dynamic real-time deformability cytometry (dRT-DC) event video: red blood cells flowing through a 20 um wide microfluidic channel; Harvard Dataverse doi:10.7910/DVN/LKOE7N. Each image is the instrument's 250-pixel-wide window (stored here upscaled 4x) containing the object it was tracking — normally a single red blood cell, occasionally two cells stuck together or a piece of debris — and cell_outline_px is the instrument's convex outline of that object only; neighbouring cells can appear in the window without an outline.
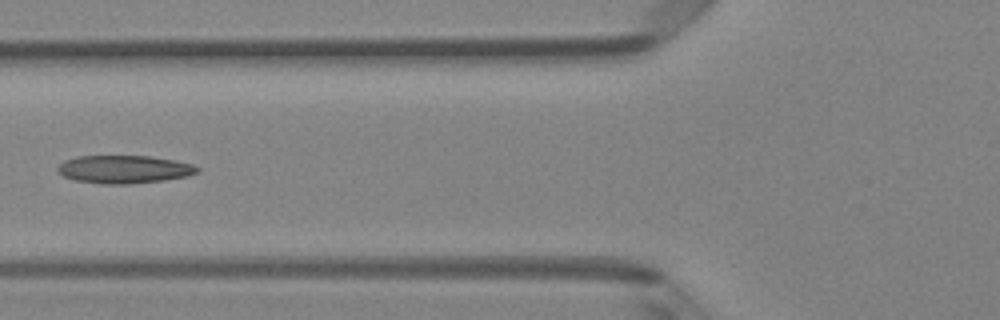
{"species": "Egyptian fruit bat (a non-hibernating species)", "species_latin": "Rousettus aegyptiacus", "temperature_condition": "room temperature", "stored_images_in_passage": 6, "camera_frame_rate_fps": 3000, "um_per_image_px": 0.085, "animal": {"sex": "female"}, "frame": {"image": 1, "passage_image": 6, "time_ms": 1.667, "image_size_px": [1000, 320], "cell_outline_px": [[200, 168], [196, 172], [188, 176], [164, 180], [132, 184], [104, 184], [76, 180], [64, 176], [56, 168], [64, 160], [76, 156], [148, 156], [176, 160], [192, 164]], "centroid_in_image_um": [10.56, 14.39], "position_along_channel_um": 115.2, "area_um2": 22.72}}